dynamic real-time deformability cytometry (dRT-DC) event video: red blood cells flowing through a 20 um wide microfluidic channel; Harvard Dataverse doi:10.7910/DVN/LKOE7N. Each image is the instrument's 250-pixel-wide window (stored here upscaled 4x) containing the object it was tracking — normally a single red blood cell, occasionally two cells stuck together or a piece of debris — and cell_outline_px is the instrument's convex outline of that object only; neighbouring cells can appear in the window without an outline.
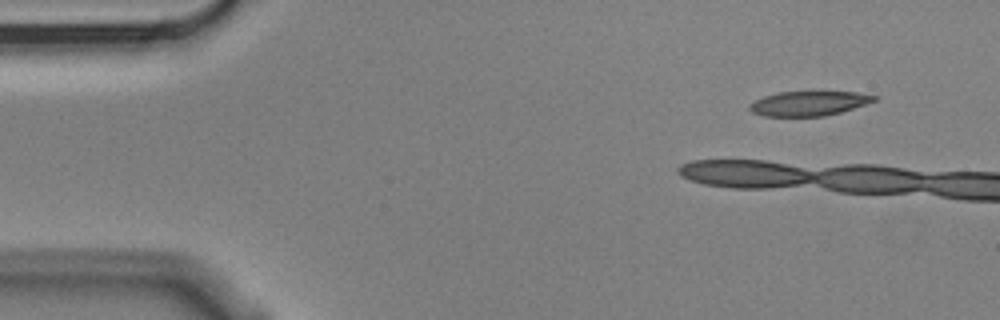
{"species": "Egyptian fruit bat (a non-hibernating species)", "species_latin": "Rousettus aegyptiacus", "temperature_condition": "cold", "stored_images_in_passage": 3, "camera_frame_rate_fps": 3000, "um_per_image_px": 0.085, "animal": {"sex": "male"}, "frame": {"image": 1, "passage_image": 1, "time_ms": 0.0, "image_size_px": [1000, 320], "cell_outline_px": [[876, 100], [840, 112], [824, 116], [764, 116], [752, 112], [748, 108], [748, 104], [764, 96], [776, 92], [856, 92], [876, 96]], "centroid_in_image_um": [68.68, 8.79], "position_along_channel_um": 16.3, "area_um2": 17.63}}